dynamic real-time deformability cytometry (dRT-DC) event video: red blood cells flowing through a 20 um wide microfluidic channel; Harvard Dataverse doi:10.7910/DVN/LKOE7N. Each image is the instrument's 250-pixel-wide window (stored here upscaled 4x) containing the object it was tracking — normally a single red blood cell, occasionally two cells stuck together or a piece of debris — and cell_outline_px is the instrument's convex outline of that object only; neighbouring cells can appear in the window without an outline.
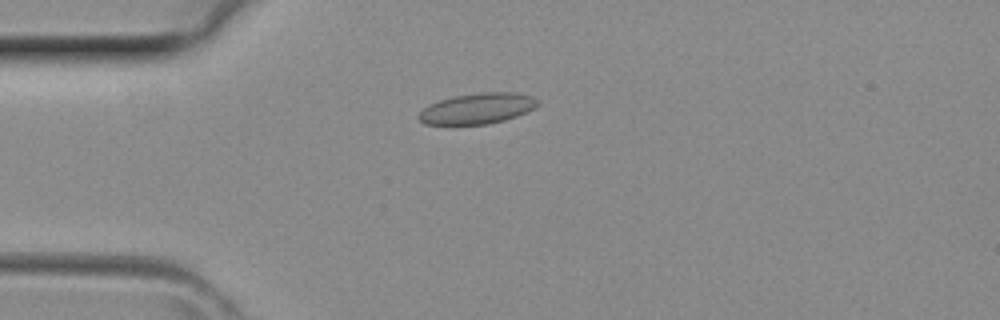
{"species": "common noctule bat (a hibernating species)", "species_latin": "Nyctalus noctula", "temperature_condition": "room temperature", "stored_images_in_passage": 3, "camera_frame_rate_fps": 3000, "um_per_image_px": 0.085, "animal": {"sex": "female", "body_mass_g": 29.2, "forearm_length_mm": 56.3}, "frame": {"image": 1, "passage_image": 2, "time_ms": 0.333, "image_size_px": [1000, 320], "cell_outline_px": [[540, 104], [516, 116], [504, 120], [488, 124], [452, 128], [424, 124], [416, 116], [424, 108], [440, 100], [452, 96], [480, 92], [516, 92], [532, 96], [540, 100]], "centroid_in_image_um": [40.51, 9.27], "position_along_channel_um": 44.5, "area_um2": 22.14}}